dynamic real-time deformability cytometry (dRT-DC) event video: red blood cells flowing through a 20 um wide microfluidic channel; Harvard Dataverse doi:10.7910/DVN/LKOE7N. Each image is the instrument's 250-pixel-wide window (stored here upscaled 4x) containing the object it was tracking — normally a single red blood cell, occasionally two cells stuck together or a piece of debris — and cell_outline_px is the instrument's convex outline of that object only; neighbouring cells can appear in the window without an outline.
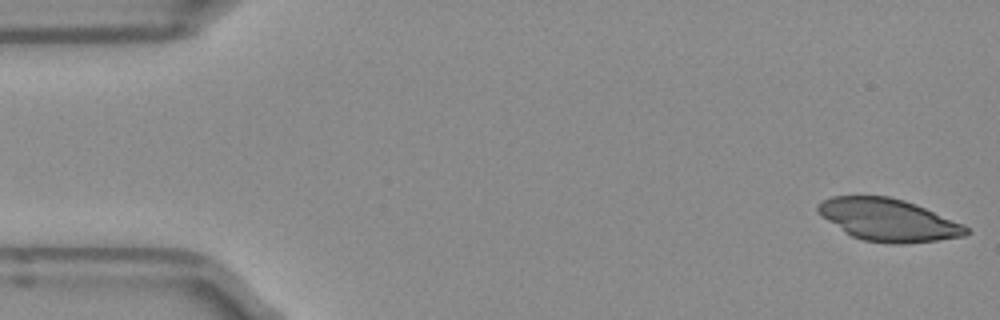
{"species": "Egyptian fruit bat (a non-hibernating species)", "species_latin": "Rousettus aegyptiacus", "temperature_condition": "room temperature", "stored_images_in_passage": 10, "camera_frame_rate_fps": 3000, "um_per_image_px": 0.085, "frame": {"image": 1, "passage_image": 1, "time_ms": 0.0, "image_size_px": [1000, 320], "cell_outline_px": [[972, 232], [964, 236], [936, 240], [900, 244], [892, 244], [864, 240], [852, 236], [844, 232], [820, 216], [816, 212], [816, 204], [832, 196], [888, 196], [904, 200], [916, 204], [964, 224]], "centroid_in_image_um": [75.49, 18.69], "position_along_channel_um": 9.5, "area_um2": 36.65}}